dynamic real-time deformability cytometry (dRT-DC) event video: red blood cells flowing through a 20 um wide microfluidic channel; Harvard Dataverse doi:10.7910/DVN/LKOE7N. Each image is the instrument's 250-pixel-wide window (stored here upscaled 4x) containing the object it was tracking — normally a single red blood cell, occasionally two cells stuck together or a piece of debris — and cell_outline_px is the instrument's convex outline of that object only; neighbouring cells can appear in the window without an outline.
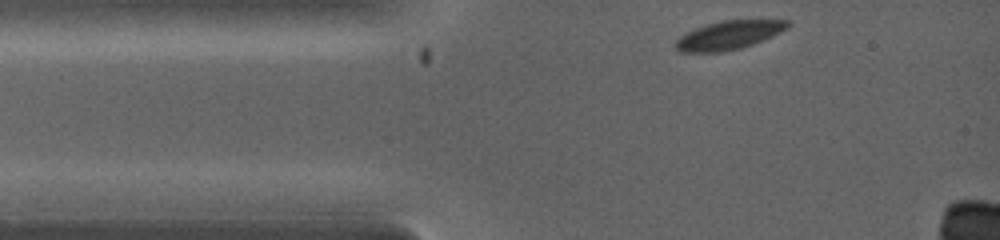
{"species": "common noctule bat (a hibernating species)", "species_latin": "Nyctalus noctula", "temperature_condition": "warm", "stored_images_in_passage": 4, "camera_frame_rate_fps": 5000, "um_per_image_px": 0.085, "animal": {"sex": "female", "body_mass_g": 19.0, "forearm_length_mm": 53.3}, "frame": {"image": 1, "passage_image": 1, "time_ms": 0.0, "image_size_px": [1000, 240], "cell_outline_px": [[792, 24], [788, 28], [772, 36], [752, 44], [740, 48], [724, 52], [680, 52], [676, 48], [676, 40], [680, 36], [696, 28], [720, 20], [788, 20]], "centroid_in_image_um": [61.97, 2.98], "position_along_channel_um": 23.0, "area_um2": 18.55}}